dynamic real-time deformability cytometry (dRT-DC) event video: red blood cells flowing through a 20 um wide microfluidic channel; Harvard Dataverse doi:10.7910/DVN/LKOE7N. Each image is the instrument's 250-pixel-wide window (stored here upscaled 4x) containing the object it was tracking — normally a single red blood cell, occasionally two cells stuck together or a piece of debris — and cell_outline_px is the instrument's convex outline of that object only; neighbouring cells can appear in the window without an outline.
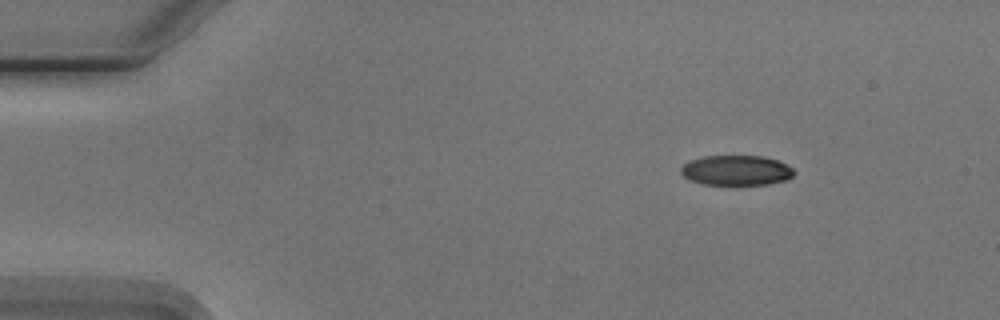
{"species": "Egyptian fruit bat (a non-hibernating species)", "species_latin": "Rousettus aegyptiacus", "temperature_condition": "cold", "stored_images_in_passage": 6, "camera_frame_rate_fps": 3000, "um_per_image_px": 0.085, "animal": {"sex": "male"}, "frame": {"image": 1, "passage_image": 2, "time_ms": 1.0, "image_size_px": [1000, 320], "cell_outline_px": [[796, 172], [792, 176], [784, 180], [768, 184], [704, 184], [688, 180], [680, 172], [680, 168], [688, 160], [700, 156], [764, 156], [776, 160], [792, 168]], "centroid_in_image_um": [62.53, 14.47], "position_along_channel_um": 22.5, "area_um2": 19.77}}
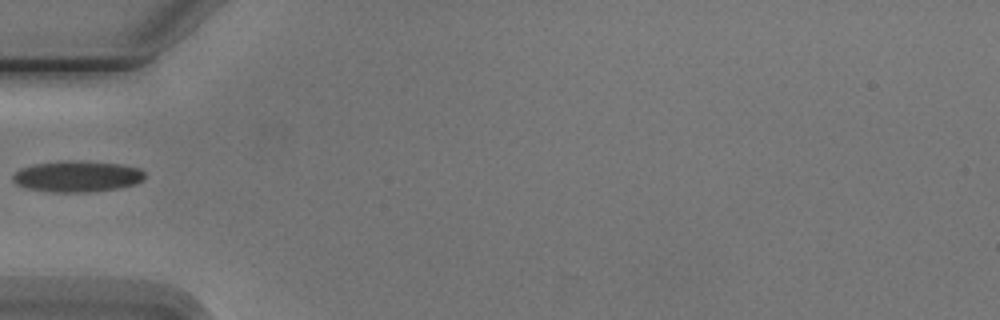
{"frame": {"image": 2, "passage_image": 5, "time_ms": 4.667, "image_size_px": [1000, 320], "cell_outline_px": [[144, 180], [136, 184], [120, 188], [88, 192], [52, 192], [24, 188], [16, 184], [12, 180], [12, 176], [20, 168], [36, 164], [72, 160], [120, 164], [140, 168], [144, 172]], "centroid_in_image_um": [6.57, 15.0], "position_along_channel_um": 78.4, "area_um2": 23.99}}
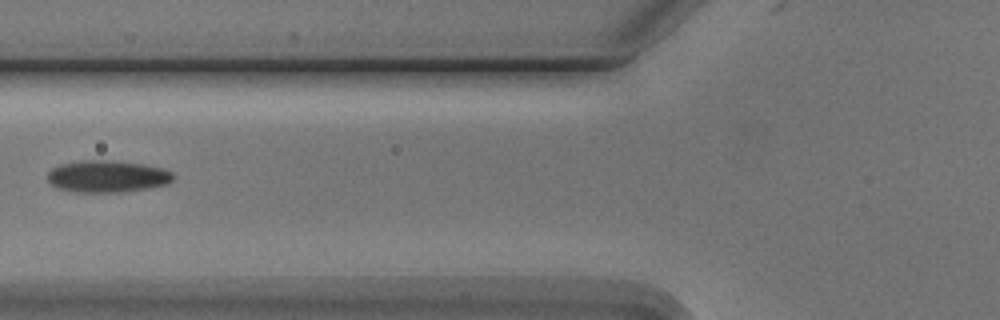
{"frame": {"image": 3, "passage_image": 6, "time_ms": 5.667, "image_size_px": [1000, 320], "cell_outline_px": [[172, 180], [168, 184], [120, 192], [76, 192], [56, 188], [48, 184], [48, 172], [52, 168], [60, 164], [84, 160], [108, 160], [144, 164], [164, 168], [172, 172]], "centroid_in_image_um": [9.08, 14.99], "position_along_channel_um": 116.7, "area_um2": 23.41}}